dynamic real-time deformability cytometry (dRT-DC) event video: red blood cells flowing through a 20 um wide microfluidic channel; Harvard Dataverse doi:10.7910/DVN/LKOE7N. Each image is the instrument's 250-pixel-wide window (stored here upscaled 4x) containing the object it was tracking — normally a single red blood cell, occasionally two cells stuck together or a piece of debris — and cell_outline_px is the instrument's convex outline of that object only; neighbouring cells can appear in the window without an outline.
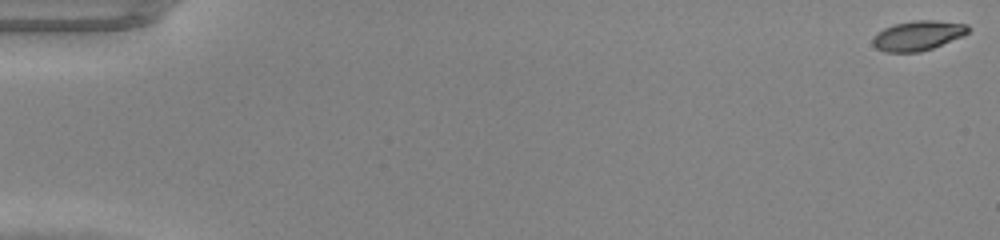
{"species": "common noctule bat (a hibernating species)", "species_latin": "Nyctalus noctula", "temperature_condition": "warm", "stored_images_in_passage": 49, "camera_frame_rate_fps": 3000, "um_per_image_px": 0.085, "animal": {"sex": "male", "body_mass_g": 20.0, "forearm_length_mm": 53.3}, "frame": {"image": 1, "passage_image": 1, "time_ms": 0.0, "image_size_px": [1000, 240], "cell_outline_px": [[968, 32], [964, 36], [932, 48], [920, 52], [884, 52], [876, 48], [872, 44], [872, 40], [876, 32], [884, 28], [896, 24], [916, 20], [932, 20], [968, 24]], "centroid_in_image_um": [78.01, 3.03], "position_along_channel_um": 7.0, "area_um2": 16.53}}
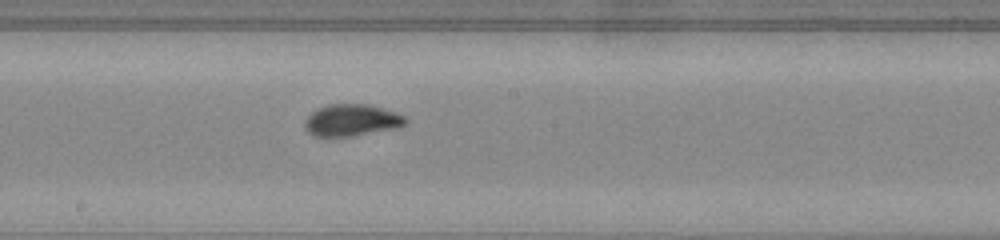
{"frame": {"image": 2, "passage_image": 28, "time_ms": 9.0, "image_size_px": [1000, 240], "cell_outline_px": [[408, 120], [400, 128], [352, 136], [316, 136], [308, 132], [304, 128], [304, 120], [312, 112], [328, 104], [368, 104], [396, 112], [404, 116]], "centroid_in_image_um": [29.91, 10.22], "position_along_channel_um": 218.3, "area_um2": 18.73}}
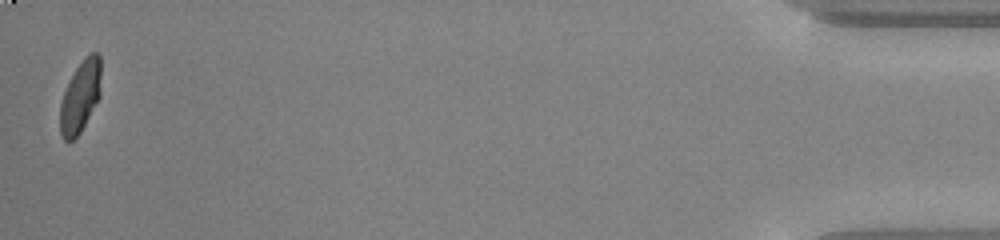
{"frame": {"image": 3, "passage_image": 49, "time_ms": 16.0, "image_size_px": [1000, 240], "cell_outline_px": [[100, 96], [80, 132], [68, 144], [64, 140], [60, 132], [60, 104], [64, 92], [76, 68], [84, 56], [92, 52], [96, 52], [100, 56]], "centroid_in_image_um": [6.82, 8.21], "position_along_channel_um": 428.4, "area_um2": 16.94}}